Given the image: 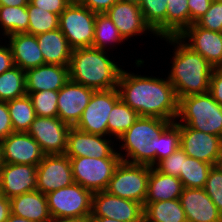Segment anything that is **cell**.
<instances>
[{"label": "cell", "mask_w": 222, "mask_h": 222, "mask_svg": "<svg viewBox=\"0 0 222 222\" xmlns=\"http://www.w3.org/2000/svg\"><path fill=\"white\" fill-rule=\"evenodd\" d=\"M119 100L117 88L94 91L75 127L90 134L108 136V117Z\"/></svg>", "instance_id": "cell-10"}, {"label": "cell", "mask_w": 222, "mask_h": 222, "mask_svg": "<svg viewBox=\"0 0 222 222\" xmlns=\"http://www.w3.org/2000/svg\"><path fill=\"white\" fill-rule=\"evenodd\" d=\"M0 26L5 37L26 33L29 26L27 6H0Z\"/></svg>", "instance_id": "cell-29"}, {"label": "cell", "mask_w": 222, "mask_h": 222, "mask_svg": "<svg viewBox=\"0 0 222 222\" xmlns=\"http://www.w3.org/2000/svg\"><path fill=\"white\" fill-rule=\"evenodd\" d=\"M121 1L130 2V3H135V4L140 5V3H141L142 0H121Z\"/></svg>", "instance_id": "cell-53"}, {"label": "cell", "mask_w": 222, "mask_h": 222, "mask_svg": "<svg viewBox=\"0 0 222 222\" xmlns=\"http://www.w3.org/2000/svg\"><path fill=\"white\" fill-rule=\"evenodd\" d=\"M117 89L120 99L139 116L176 121L179 100L168 77L141 76L122 69Z\"/></svg>", "instance_id": "cell-1"}, {"label": "cell", "mask_w": 222, "mask_h": 222, "mask_svg": "<svg viewBox=\"0 0 222 222\" xmlns=\"http://www.w3.org/2000/svg\"><path fill=\"white\" fill-rule=\"evenodd\" d=\"M52 222H90L89 219H60Z\"/></svg>", "instance_id": "cell-52"}, {"label": "cell", "mask_w": 222, "mask_h": 222, "mask_svg": "<svg viewBox=\"0 0 222 222\" xmlns=\"http://www.w3.org/2000/svg\"><path fill=\"white\" fill-rule=\"evenodd\" d=\"M90 217H106L122 222H144V206L129 199L113 196L106 191L94 192Z\"/></svg>", "instance_id": "cell-11"}, {"label": "cell", "mask_w": 222, "mask_h": 222, "mask_svg": "<svg viewBox=\"0 0 222 222\" xmlns=\"http://www.w3.org/2000/svg\"><path fill=\"white\" fill-rule=\"evenodd\" d=\"M150 166L121 161L105 191L113 196L144 205L148 192Z\"/></svg>", "instance_id": "cell-7"}, {"label": "cell", "mask_w": 222, "mask_h": 222, "mask_svg": "<svg viewBox=\"0 0 222 222\" xmlns=\"http://www.w3.org/2000/svg\"><path fill=\"white\" fill-rule=\"evenodd\" d=\"M162 39L174 46L168 79L174 86L178 100L188 95L209 92L210 77L214 67L178 36Z\"/></svg>", "instance_id": "cell-2"}, {"label": "cell", "mask_w": 222, "mask_h": 222, "mask_svg": "<svg viewBox=\"0 0 222 222\" xmlns=\"http://www.w3.org/2000/svg\"><path fill=\"white\" fill-rule=\"evenodd\" d=\"M28 96L32 100L36 116L57 117L58 91L45 90L32 92Z\"/></svg>", "instance_id": "cell-38"}, {"label": "cell", "mask_w": 222, "mask_h": 222, "mask_svg": "<svg viewBox=\"0 0 222 222\" xmlns=\"http://www.w3.org/2000/svg\"><path fill=\"white\" fill-rule=\"evenodd\" d=\"M6 38L9 40L14 66L27 71L45 64L35 35L16 33Z\"/></svg>", "instance_id": "cell-23"}, {"label": "cell", "mask_w": 222, "mask_h": 222, "mask_svg": "<svg viewBox=\"0 0 222 222\" xmlns=\"http://www.w3.org/2000/svg\"><path fill=\"white\" fill-rule=\"evenodd\" d=\"M123 41H125V39L119 33V30L109 16L105 13L96 14L92 47L108 51L110 50L111 45L114 47L115 44H121ZM107 47H109V49H107Z\"/></svg>", "instance_id": "cell-30"}, {"label": "cell", "mask_w": 222, "mask_h": 222, "mask_svg": "<svg viewBox=\"0 0 222 222\" xmlns=\"http://www.w3.org/2000/svg\"><path fill=\"white\" fill-rule=\"evenodd\" d=\"M1 165H2V161H1V147H0V168H1Z\"/></svg>", "instance_id": "cell-54"}, {"label": "cell", "mask_w": 222, "mask_h": 222, "mask_svg": "<svg viewBox=\"0 0 222 222\" xmlns=\"http://www.w3.org/2000/svg\"><path fill=\"white\" fill-rule=\"evenodd\" d=\"M13 132L14 130L11 117L9 115L7 102L0 101V141Z\"/></svg>", "instance_id": "cell-45"}, {"label": "cell", "mask_w": 222, "mask_h": 222, "mask_svg": "<svg viewBox=\"0 0 222 222\" xmlns=\"http://www.w3.org/2000/svg\"><path fill=\"white\" fill-rule=\"evenodd\" d=\"M187 157L185 152L179 147L174 153L161 160L155 167L161 173L179 178L183 161H185Z\"/></svg>", "instance_id": "cell-41"}, {"label": "cell", "mask_w": 222, "mask_h": 222, "mask_svg": "<svg viewBox=\"0 0 222 222\" xmlns=\"http://www.w3.org/2000/svg\"><path fill=\"white\" fill-rule=\"evenodd\" d=\"M183 188L178 177L161 173L156 167L150 166L148 192L143 206L151 202L179 199Z\"/></svg>", "instance_id": "cell-26"}, {"label": "cell", "mask_w": 222, "mask_h": 222, "mask_svg": "<svg viewBox=\"0 0 222 222\" xmlns=\"http://www.w3.org/2000/svg\"><path fill=\"white\" fill-rule=\"evenodd\" d=\"M178 119L180 125L222 137V106L209 92L180 98Z\"/></svg>", "instance_id": "cell-5"}, {"label": "cell", "mask_w": 222, "mask_h": 222, "mask_svg": "<svg viewBox=\"0 0 222 222\" xmlns=\"http://www.w3.org/2000/svg\"><path fill=\"white\" fill-rule=\"evenodd\" d=\"M1 161L37 166L44 157L40 145L27 132H13L0 141Z\"/></svg>", "instance_id": "cell-16"}, {"label": "cell", "mask_w": 222, "mask_h": 222, "mask_svg": "<svg viewBox=\"0 0 222 222\" xmlns=\"http://www.w3.org/2000/svg\"><path fill=\"white\" fill-rule=\"evenodd\" d=\"M170 123L171 121L157 117L140 116L118 138L119 142L123 143L119 148L126 152L125 154L118 152L122 161L155 167L154 138L158 137Z\"/></svg>", "instance_id": "cell-4"}, {"label": "cell", "mask_w": 222, "mask_h": 222, "mask_svg": "<svg viewBox=\"0 0 222 222\" xmlns=\"http://www.w3.org/2000/svg\"><path fill=\"white\" fill-rule=\"evenodd\" d=\"M29 0H0V6H27Z\"/></svg>", "instance_id": "cell-49"}, {"label": "cell", "mask_w": 222, "mask_h": 222, "mask_svg": "<svg viewBox=\"0 0 222 222\" xmlns=\"http://www.w3.org/2000/svg\"><path fill=\"white\" fill-rule=\"evenodd\" d=\"M90 222H122L106 217H90Z\"/></svg>", "instance_id": "cell-51"}, {"label": "cell", "mask_w": 222, "mask_h": 222, "mask_svg": "<svg viewBox=\"0 0 222 222\" xmlns=\"http://www.w3.org/2000/svg\"><path fill=\"white\" fill-rule=\"evenodd\" d=\"M6 222H35V221H30L26 218H22L20 216H17L11 213Z\"/></svg>", "instance_id": "cell-50"}, {"label": "cell", "mask_w": 222, "mask_h": 222, "mask_svg": "<svg viewBox=\"0 0 222 222\" xmlns=\"http://www.w3.org/2000/svg\"><path fill=\"white\" fill-rule=\"evenodd\" d=\"M70 128L58 117L36 116L27 133L40 145L45 155L65 154Z\"/></svg>", "instance_id": "cell-12"}, {"label": "cell", "mask_w": 222, "mask_h": 222, "mask_svg": "<svg viewBox=\"0 0 222 222\" xmlns=\"http://www.w3.org/2000/svg\"><path fill=\"white\" fill-rule=\"evenodd\" d=\"M96 14L73 0L59 15V29L73 50L92 47Z\"/></svg>", "instance_id": "cell-8"}, {"label": "cell", "mask_w": 222, "mask_h": 222, "mask_svg": "<svg viewBox=\"0 0 222 222\" xmlns=\"http://www.w3.org/2000/svg\"><path fill=\"white\" fill-rule=\"evenodd\" d=\"M6 45L1 46L0 44V74L10 70L14 66L11 48L9 44Z\"/></svg>", "instance_id": "cell-47"}, {"label": "cell", "mask_w": 222, "mask_h": 222, "mask_svg": "<svg viewBox=\"0 0 222 222\" xmlns=\"http://www.w3.org/2000/svg\"><path fill=\"white\" fill-rule=\"evenodd\" d=\"M220 167L222 168V156L220 158V162H219Z\"/></svg>", "instance_id": "cell-55"}, {"label": "cell", "mask_w": 222, "mask_h": 222, "mask_svg": "<svg viewBox=\"0 0 222 222\" xmlns=\"http://www.w3.org/2000/svg\"><path fill=\"white\" fill-rule=\"evenodd\" d=\"M95 13H106L118 0H74Z\"/></svg>", "instance_id": "cell-46"}, {"label": "cell", "mask_w": 222, "mask_h": 222, "mask_svg": "<svg viewBox=\"0 0 222 222\" xmlns=\"http://www.w3.org/2000/svg\"><path fill=\"white\" fill-rule=\"evenodd\" d=\"M11 214L10 200L0 194V222H6Z\"/></svg>", "instance_id": "cell-48"}, {"label": "cell", "mask_w": 222, "mask_h": 222, "mask_svg": "<svg viewBox=\"0 0 222 222\" xmlns=\"http://www.w3.org/2000/svg\"><path fill=\"white\" fill-rule=\"evenodd\" d=\"M107 54L93 47L74 49L68 66L70 80L95 91L117 88L122 68Z\"/></svg>", "instance_id": "cell-3"}, {"label": "cell", "mask_w": 222, "mask_h": 222, "mask_svg": "<svg viewBox=\"0 0 222 222\" xmlns=\"http://www.w3.org/2000/svg\"><path fill=\"white\" fill-rule=\"evenodd\" d=\"M187 222H222V213L204 188H183L179 198Z\"/></svg>", "instance_id": "cell-21"}, {"label": "cell", "mask_w": 222, "mask_h": 222, "mask_svg": "<svg viewBox=\"0 0 222 222\" xmlns=\"http://www.w3.org/2000/svg\"><path fill=\"white\" fill-rule=\"evenodd\" d=\"M69 67L44 64L25 71L26 92L59 91L69 81Z\"/></svg>", "instance_id": "cell-22"}, {"label": "cell", "mask_w": 222, "mask_h": 222, "mask_svg": "<svg viewBox=\"0 0 222 222\" xmlns=\"http://www.w3.org/2000/svg\"><path fill=\"white\" fill-rule=\"evenodd\" d=\"M27 95L25 71L17 66L0 74V101L7 102Z\"/></svg>", "instance_id": "cell-32"}, {"label": "cell", "mask_w": 222, "mask_h": 222, "mask_svg": "<svg viewBox=\"0 0 222 222\" xmlns=\"http://www.w3.org/2000/svg\"><path fill=\"white\" fill-rule=\"evenodd\" d=\"M36 40L45 64L69 66L73 49L59 28L36 35Z\"/></svg>", "instance_id": "cell-25"}, {"label": "cell", "mask_w": 222, "mask_h": 222, "mask_svg": "<svg viewBox=\"0 0 222 222\" xmlns=\"http://www.w3.org/2000/svg\"><path fill=\"white\" fill-rule=\"evenodd\" d=\"M95 90L69 81L58 91L57 117L71 127L80 121Z\"/></svg>", "instance_id": "cell-17"}, {"label": "cell", "mask_w": 222, "mask_h": 222, "mask_svg": "<svg viewBox=\"0 0 222 222\" xmlns=\"http://www.w3.org/2000/svg\"><path fill=\"white\" fill-rule=\"evenodd\" d=\"M27 11L29 15L27 34L36 36L59 28V15L40 9L30 2Z\"/></svg>", "instance_id": "cell-37"}, {"label": "cell", "mask_w": 222, "mask_h": 222, "mask_svg": "<svg viewBox=\"0 0 222 222\" xmlns=\"http://www.w3.org/2000/svg\"><path fill=\"white\" fill-rule=\"evenodd\" d=\"M106 136L90 134L71 127L68 133L66 155L69 158H121L111 144L114 141Z\"/></svg>", "instance_id": "cell-15"}, {"label": "cell", "mask_w": 222, "mask_h": 222, "mask_svg": "<svg viewBox=\"0 0 222 222\" xmlns=\"http://www.w3.org/2000/svg\"><path fill=\"white\" fill-rule=\"evenodd\" d=\"M195 24L210 31L222 32V1L213 0L210 8Z\"/></svg>", "instance_id": "cell-40"}, {"label": "cell", "mask_w": 222, "mask_h": 222, "mask_svg": "<svg viewBox=\"0 0 222 222\" xmlns=\"http://www.w3.org/2000/svg\"><path fill=\"white\" fill-rule=\"evenodd\" d=\"M105 14L109 16L126 41L132 36L143 35L147 31L156 36L146 23L138 4L118 0Z\"/></svg>", "instance_id": "cell-20"}, {"label": "cell", "mask_w": 222, "mask_h": 222, "mask_svg": "<svg viewBox=\"0 0 222 222\" xmlns=\"http://www.w3.org/2000/svg\"><path fill=\"white\" fill-rule=\"evenodd\" d=\"M73 0H29V2L43 10L60 15Z\"/></svg>", "instance_id": "cell-42"}, {"label": "cell", "mask_w": 222, "mask_h": 222, "mask_svg": "<svg viewBox=\"0 0 222 222\" xmlns=\"http://www.w3.org/2000/svg\"><path fill=\"white\" fill-rule=\"evenodd\" d=\"M144 222H187L179 199L148 203L144 207Z\"/></svg>", "instance_id": "cell-27"}, {"label": "cell", "mask_w": 222, "mask_h": 222, "mask_svg": "<svg viewBox=\"0 0 222 222\" xmlns=\"http://www.w3.org/2000/svg\"><path fill=\"white\" fill-rule=\"evenodd\" d=\"M93 193L76 182L46 195L50 215L54 220L90 219Z\"/></svg>", "instance_id": "cell-6"}, {"label": "cell", "mask_w": 222, "mask_h": 222, "mask_svg": "<svg viewBox=\"0 0 222 222\" xmlns=\"http://www.w3.org/2000/svg\"><path fill=\"white\" fill-rule=\"evenodd\" d=\"M178 37L214 68L222 66V32L210 31L193 23Z\"/></svg>", "instance_id": "cell-18"}, {"label": "cell", "mask_w": 222, "mask_h": 222, "mask_svg": "<svg viewBox=\"0 0 222 222\" xmlns=\"http://www.w3.org/2000/svg\"><path fill=\"white\" fill-rule=\"evenodd\" d=\"M73 180L92 193L105 191L121 158H69Z\"/></svg>", "instance_id": "cell-9"}, {"label": "cell", "mask_w": 222, "mask_h": 222, "mask_svg": "<svg viewBox=\"0 0 222 222\" xmlns=\"http://www.w3.org/2000/svg\"><path fill=\"white\" fill-rule=\"evenodd\" d=\"M180 148L188 157L218 165L222 156V137L180 125Z\"/></svg>", "instance_id": "cell-13"}, {"label": "cell", "mask_w": 222, "mask_h": 222, "mask_svg": "<svg viewBox=\"0 0 222 222\" xmlns=\"http://www.w3.org/2000/svg\"><path fill=\"white\" fill-rule=\"evenodd\" d=\"M14 132H27L36 114L28 95L7 101Z\"/></svg>", "instance_id": "cell-31"}, {"label": "cell", "mask_w": 222, "mask_h": 222, "mask_svg": "<svg viewBox=\"0 0 222 222\" xmlns=\"http://www.w3.org/2000/svg\"><path fill=\"white\" fill-rule=\"evenodd\" d=\"M10 200L11 213L35 222H52L47 197L35 190L12 197Z\"/></svg>", "instance_id": "cell-24"}, {"label": "cell", "mask_w": 222, "mask_h": 222, "mask_svg": "<svg viewBox=\"0 0 222 222\" xmlns=\"http://www.w3.org/2000/svg\"><path fill=\"white\" fill-rule=\"evenodd\" d=\"M209 93L222 106V66L213 68L210 77Z\"/></svg>", "instance_id": "cell-43"}, {"label": "cell", "mask_w": 222, "mask_h": 222, "mask_svg": "<svg viewBox=\"0 0 222 222\" xmlns=\"http://www.w3.org/2000/svg\"><path fill=\"white\" fill-rule=\"evenodd\" d=\"M204 189L222 213V168L219 164L212 166Z\"/></svg>", "instance_id": "cell-39"}, {"label": "cell", "mask_w": 222, "mask_h": 222, "mask_svg": "<svg viewBox=\"0 0 222 222\" xmlns=\"http://www.w3.org/2000/svg\"><path fill=\"white\" fill-rule=\"evenodd\" d=\"M139 114L121 99L113 106L108 117V136L119 138L139 118Z\"/></svg>", "instance_id": "cell-33"}, {"label": "cell", "mask_w": 222, "mask_h": 222, "mask_svg": "<svg viewBox=\"0 0 222 222\" xmlns=\"http://www.w3.org/2000/svg\"><path fill=\"white\" fill-rule=\"evenodd\" d=\"M180 147V124L171 122L158 137L154 138L155 166Z\"/></svg>", "instance_id": "cell-36"}, {"label": "cell", "mask_w": 222, "mask_h": 222, "mask_svg": "<svg viewBox=\"0 0 222 222\" xmlns=\"http://www.w3.org/2000/svg\"><path fill=\"white\" fill-rule=\"evenodd\" d=\"M213 165L187 157L183 161L182 170L179 179L185 188H204L206 181Z\"/></svg>", "instance_id": "cell-34"}, {"label": "cell", "mask_w": 222, "mask_h": 222, "mask_svg": "<svg viewBox=\"0 0 222 222\" xmlns=\"http://www.w3.org/2000/svg\"><path fill=\"white\" fill-rule=\"evenodd\" d=\"M213 0H188V7L190 12V25L195 23L200 17H202Z\"/></svg>", "instance_id": "cell-44"}, {"label": "cell", "mask_w": 222, "mask_h": 222, "mask_svg": "<svg viewBox=\"0 0 222 222\" xmlns=\"http://www.w3.org/2000/svg\"><path fill=\"white\" fill-rule=\"evenodd\" d=\"M37 190L47 195L50 192L74 183L69 157L66 154L44 155L37 165Z\"/></svg>", "instance_id": "cell-14"}, {"label": "cell", "mask_w": 222, "mask_h": 222, "mask_svg": "<svg viewBox=\"0 0 222 222\" xmlns=\"http://www.w3.org/2000/svg\"><path fill=\"white\" fill-rule=\"evenodd\" d=\"M189 26L188 0H167L166 37L179 36Z\"/></svg>", "instance_id": "cell-28"}, {"label": "cell", "mask_w": 222, "mask_h": 222, "mask_svg": "<svg viewBox=\"0 0 222 222\" xmlns=\"http://www.w3.org/2000/svg\"><path fill=\"white\" fill-rule=\"evenodd\" d=\"M37 166L2 163L0 168V194L12 198L37 190Z\"/></svg>", "instance_id": "cell-19"}, {"label": "cell", "mask_w": 222, "mask_h": 222, "mask_svg": "<svg viewBox=\"0 0 222 222\" xmlns=\"http://www.w3.org/2000/svg\"><path fill=\"white\" fill-rule=\"evenodd\" d=\"M140 9L146 23L160 39L166 37L167 0H142Z\"/></svg>", "instance_id": "cell-35"}]
</instances>
